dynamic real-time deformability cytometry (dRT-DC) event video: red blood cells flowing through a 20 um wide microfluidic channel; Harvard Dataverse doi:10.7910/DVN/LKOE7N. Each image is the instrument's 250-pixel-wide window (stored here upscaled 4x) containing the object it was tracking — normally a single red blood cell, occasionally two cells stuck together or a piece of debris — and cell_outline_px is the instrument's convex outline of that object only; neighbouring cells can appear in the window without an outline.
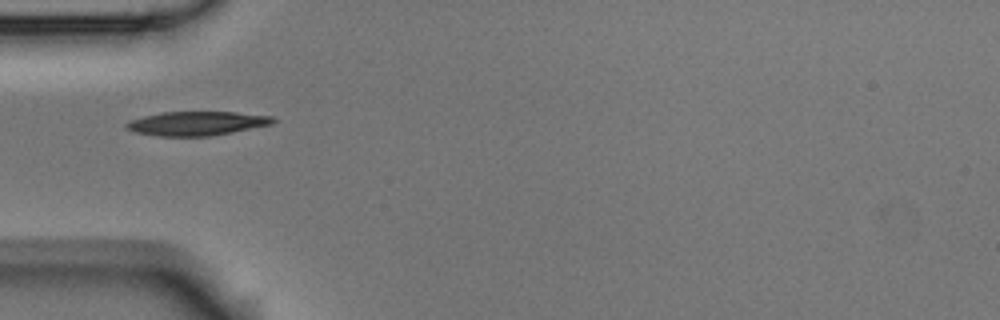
{"species": "Egyptian fruit bat (a non-hibernating species)", "species_latin": "Rousettus aegyptiacus", "temperature_condition": "room temperature", "stored_images_in_passage": 38, "camera_frame_rate_fps": 3000, "um_per_image_px": 0.085, "animal": {"sex": "male"}, "frame": {"image": 1, "passage_image": 1, "time_ms": 0.0, "image_size_px": [1000, 320], "cell_outline_px": [[276, 120], [272, 124], [212, 136], [156, 136], [136, 132], [124, 128], [124, 124], [128, 120], [160, 112], [236, 112], [272, 116]], "centroid_in_image_um": [16.68, 10.49], "position_along_channel_um": 68.3, "area_um2": 20.63}}
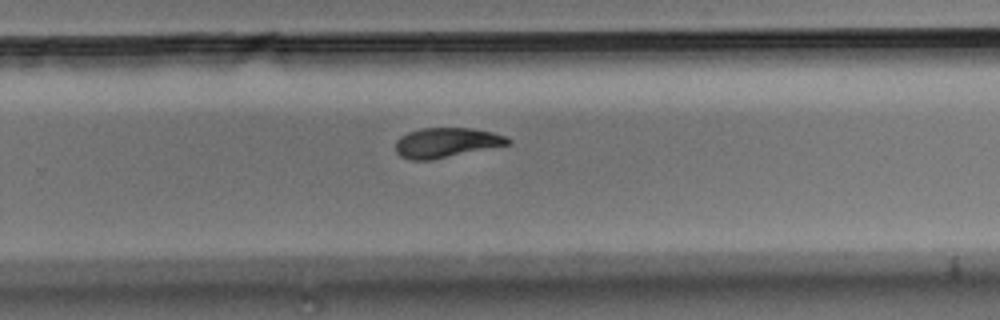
{"frame": {"image": 2, "passage_image": 19, "time_ms": 6.0, "image_size_px": [1000, 320], "cell_outline_px": [[512, 144], [432, 160], [412, 160], [400, 156], [396, 152], [396, 140], [400, 136], [408, 132], [420, 128], [472, 128], [492, 132], [508, 136], [512, 140]], "centroid_in_image_um": [37.97, 12.12], "position_along_channel_um": 291.8, "area_um2": 19.77}}
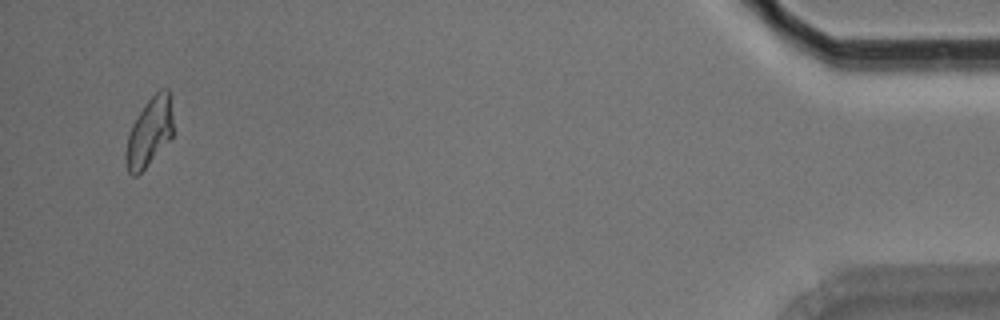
{"frame": {"image": 3, "passage_image": 36, "time_ms": 11.667, "image_size_px": [1000, 320], "cell_outline_px": [[172, 136], [144, 168], [136, 176], [132, 176], [128, 172], [124, 156], [124, 152], [128, 136], [132, 124], [144, 104], [160, 88], [168, 88], [172, 120]], "centroid_in_image_um": [12.66, 11.23], "position_along_channel_um": 422.5, "area_um2": 18.55}, "authors_computed_cell_mechanics": {"area_um2": 20.1144, "velocity_mm_per_s": 3.7109, "shape_relaxation_time_tau1_ms": 5.534, "shape_relaxation_time_tau2_ms": 6.6816, "deformation_change_tau1": 0.1501, "deformation_change_tau2": 0.1048}}